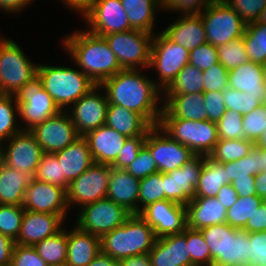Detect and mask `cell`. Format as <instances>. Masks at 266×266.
I'll list each match as a JSON object with an SVG mask.
<instances>
[{"instance_id": "1", "label": "cell", "mask_w": 266, "mask_h": 266, "mask_svg": "<svg viewBox=\"0 0 266 266\" xmlns=\"http://www.w3.org/2000/svg\"><path fill=\"white\" fill-rule=\"evenodd\" d=\"M141 71L143 70L123 69L100 86L105 90L109 104L135 111L152 126H157L163 110V102L160 101L163 99V92L151 77Z\"/></svg>"}, {"instance_id": "2", "label": "cell", "mask_w": 266, "mask_h": 266, "mask_svg": "<svg viewBox=\"0 0 266 266\" xmlns=\"http://www.w3.org/2000/svg\"><path fill=\"white\" fill-rule=\"evenodd\" d=\"M67 35L61 41L62 48L67 51L76 67L78 66L96 85H101L106 79L123 70L103 36L95 35L86 29Z\"/></svg>"}, {"instance_id": "3", "label": "cell", "mask_w": 266, "mask_h": 266, "mask_svg": "<svg viewBox=\"0 0 266 266\" xmlns=\"http://www.w3.org/2000/svg\"><path fill=\"white\" fill-rule=\"evenodd\" d=\"M156 240L153 228L139 214H132L121 226L100 238L101 251L120 261L149 253Z\"/></svg>"}, {"instance_id": "4", "label": "cell", "mask_w": 266, "mask_h": 266, "mask_svg": "<svg viewBox=\"0 0 266 266\" xmlns=\"http://www.w3.org/2000/svg\"><path fill=\"white\" fill-rule=\"evenodd\" d=\"M37 76L42 81V87L51 95L61 111L69 109L96 86L79 68L69 66L38 63Z\"/></svg>"}, {"instance_id": "5", "label": "cell", "mask_w": 266, "mask_h": 266, "mask_svg": "<svg viewBox=\"0 0 266 266\" xmlns=\"http://www.w3.org/2000/svg\"><path fill=\"white\" fill-rule=\"evenodd\" d=\"M37 68L18 43L0 36V94L15 95L37 76Z\"/></svg>"}, {"instance_id": "6", "label": "cell", "mask_w": 266, "mask_h": 266, "mask_svg": "<svg viewBox=\"0 0 266 266\" xmlns=\"http://www.w3.org/2000/svg\"><path fill=\"white\" fill-rule=\"evenodd\" d=\"M158 126L196 155L209 156L219 140L217 123L209 120L159 119Z\"/></svg>"}, {"instance_id": "7", "label": "cell", "mask_w": 266, "mask_h": 266, "mask_svg": "<svg viewBox=\"0 0 266 266\" xmlns=\"http://www.w3.org/2000/svg\"><path fill=\"white\" fill-rule=\"evenodd\" d=\"M188 63L189 51L186 48L171 41L162 31L154 34L148 68H155V72L158 73V79H154V83L162 92Z\"/></svg>"}, {"instance_id": "8", "label": "cell", "mask_w": 266, "mask_h": 266, "mask_svg": "<svg viewBox=\"0 0 266 266\" xmlns=\"http://www.w3.org/2000/svg\"><path fill=\"white\" fill-rule=\"evenodd\" d=\"M207 43L218 47L244 36L246 23L224 0H215L199 14Z\"/></svg>"}, {"instance_id": "9", "label": "cell", "mask_w": 266, "mask_h": 266, "mask_svg": "<svg viewBox=\"0 0 266 266\" xmlns=\"http://www.w3.org/2000/svg\"><path fill=\"white\" fill-rule=\"evenodd\" d=\"M154 34L138 30L103 36L122 69H148Z\"/></svg>"}, {"instance_id": "10", "label": "cell", "mask_w": 266, "mask_h": 266, "mask_svg": "<svg viewBox=\"0 0 266 266\" xmlns=\"http://www.w3.org/2000/svg\"><path fill=\"white\" fill-rule=\"evenodd\" d=\"M14 96L19 108V118L25 123L21 127L22 131H30L61 111L51 95L42 87L38 76L27 82Z\"/></svg>"}, {"instance_id": "11", "label": "cell", "mask_w": 266, "mask_h": 266, "mask_svg": "<svg viewBox=\"0 0 266 266\" xmlns=\"http://www.w3.org/2000/svg\"><path fill=\"white\" fill-rule=\"evenodd\" d=\"M131 215L124 207L106 197L81 207L75 225L101 238L121 226Z\"/></svg>"}, {"instance_id": "12", "label": "cell", "mask_w": 266, "mask_h": 266, "mask_svg": "<svg viewBox=\"0 0 266 266\" xmlns=\"http://www.w3.org/2000/svg\"><path fill=\"white\" fill-rule=\"evenodd\" d=\"M111 166L101 163H93L79 177L69 183L67 203L71 206H79V209L87 204L106 198L108 183L111 174Z\"/></svg>"}, {"instance_id": "13", "label": "cell", "mask_w": 266, "mask_h": 266, "mask_svg": "<svg viewBox=\"0 0 266 266\" xmlns=\"http://www.w3.org/2000/svg\"><path fill=\"white\" fill-rule=\"evenodd\" d=\"M144 145L150 150L160 173L174 171L196 155L190 148L171 139L158 125L147 132Z\"/></svg>"}, {"instance_id": "14", "label": "cell", "mask_w": 266, "mask_h": 266, "mask_svg": "<svg viewBox=\"0 0 266 266\" xmlns=\"http://www.w3.org/2000/svg\"><path fill=\"white\" fill-rule=\"evenodd\" d=\"M43 153L30 131H21L2 143V162L9 168L32 176Z\"/></svg>"}, {"instance_id": "15", "label": "cell", "mask_w": 266, "mask_h": 266, "mask_svg": "<svg viewBox=\"0 0 266 266\" xmlns=\"http://www.w3.org/2000/svg\"><path fill=\"white\" fill-rule=\"evenodd\" d=\"M104 91V93H101ZM109 102L105 90L96 85L66 110L80 136L105 125Z\"/></svg>"}, {"instance_id": "16", "label": "cell", "mask_w": 266, "mask_h": 266, "mask_svg": "<svg viewBox=\"0 0 266 266\" xmlns=\"http://www.w3.org/2000/svg\"><path fill=\"white\" fill-rule=\"evenodd\" d=\"M30 132L42 147L44 153L63 150L80 137L67 111L49 117Z\"/></svg>"}, {"instance_id": "17", "label": "cell", "mask_w": 266, "mask_h": 266, "mask_svg": "<svg viewBox=\"0 0 266 266\" xmlns=\"http://www.w3.org/2000/svg\"><path fill=\"white\" fill-rule=\"evenodd\" d=\"M83 17L88 31L98 36L131 30L121 0H95Z\"/></svg>"}, {"instance_id": "18", "label": "cell", "mask_w": 266, "mask_h": 266, "mask_svg": "<svg viewBox=\"0 0 266 266\" xmlns=\"http://www.w3.org/2000/svg\"><path fill=\"white\" fill-rule=\"evenodd\" d=\"M139 215L153 228L157 238L179 234L187 228L185 205L170 200L151 203Z\"/></svg>"}, {"instance_id": "19", "label": "cell", "mask_w": 266, "mask_h": 266, "mask_svg": "<svg viewBox=\"0 0 266 266\" xmlns=\"http://www.w3.org/2000/svg\"><path fill=\"white\" fill-rule=\"evenodd\" d=\"M22 206L33 212L57 214L64 221L69 211L65 188L35 178L26 189Z\"/></svg>"}, {"instance_id": "20", "label": "cell", "mask_w": 266, "mask_h": 266, "mask_svg": "<svg viewBox=\"0 0 266 266\" xmlns=\"http://www.w3.org/2000/svg\"><path fill=\"white\" fill-rule=\"evenodd\" d=\"M64 223V220L57 214L24 210L21 230L15 243L34 246L59 232Z\"/></svg>"}, {"instance_id": "21", "label": "cell", "mask_w": 266, "mask_h": 266, "mask_svg": "<svg viewBox=\"0 0 266 266\" xmlns=\"http://www.w3.org/2000/svg\"><path fill=\"white\" fill-rule=\"evenodd\" d=\"M228 87L245 92L266 104V66L249 61L229 70Z\"/></svg>"}, {"instance_id": "22", "label": "cell", "mask_w": 266, "mask_h": 266, "mask_svg": "<svg viewBox=\"0 0 266 266\" xmlns=\"http://www.w3.org/2000/svg\"><path fill=\"white\" fill-rule=\"evenodd\" d=\"M87 142L95 163L112 165L127 137L107 125L87 132L83 136Z\"/></svg>"}, {"instance_id": "23", "label": "cell", "mask_w": 266, "mask_h": 266, "mask_svg": "<svg viewBox=\"0 0 266 266\" xmlns=\"http://www.w3.org/2000/svg\"><path fill=\"white\" fill-rule=\"evenodd\" d=\"M163 110L160 119L207 120L203 93L162 95Z\"/></svg>"}, {"instance_id": "24", "label": "cell", "mask_w": 266, "mask_h": 266, "mask_svg": "<svg viewBox=\"0 0 266 266\" xmlns=\"http://www.w3.org/2000/svg\"><path fill=\"white\" fill-rule=\"evenodd\" d=\"M185 208L188 228L201 230L226 223L227 209L216 197H195Z\"/></svg>"}, {"instance_id": "25", "label": "cell", "mask_w": 266, "mask_h": 266, "mask_svg": "<svg viewBox=\"0 0 266 266\" xmlns=\"http://www.w3.org/2000/svg\"><path fill=\"white\" fill-rule=\"evenodd\" d=\"M162 32L173 42L193 50L199 45L207 43L206 30L200 15H181Z\"/></svg>"}, {"instance_id": "26", "label": "cell", "mask_w": 266, "mask_h": 266, "mask_svg": "<svg viewBox=\"0 0 266 266\" xmlns=\"http://www.w3.org/2000/svg\"><path fill=\"white\" fill-rule=\"evenodd\" d=\"M140 180L125 169L111 168L106 197L124 207L131 214H138Z\"/></svg>"}, {"instance_id": "27", "label": "cell", "mask_w": 266, "mask_h": 266, "mask_svg": "<svg viewBox=\"0 0 266 266\" xmlns=\"http://www.w3.org/2000/svg\"><path fill=\"white\" fill-rule=\"evenodd\" d=\"M67 231V255L65 266H87L100 252V237L85 232L74 225Z\"/></svg>"}, {"instance_id": "28", "label": "cell", "mask_w": 266, "mask_h": 266, "mask_svg": "<svg viewBox=\"0 0 266 266\" xmlns=\"http://www.w3.org/2000/svg\"><path fill=\"white\" fill-rule=\"evenodd\" d=\"M55 155L68 183L79 177L94 163L88 142L83 136L63 150L55 152Z\"/></svg>"}, {"instance_id": "29", "label": "cell", "mask_w": 266, "mask_h": 266, "mask_svg": "<svg viewBox=\"0 0 266 266\" xmlns=\"http://www.w3.org/2000/svg\"><path fill=\"white\" fill-rule=\"evenodd\" d=\"M105 125L127 138L147 136L153 127L142 115L117 104H109Z\"/></svg>"}, {"instance_id": "30", "label": "cell", "mask_w": 266, "mask_h": 266, "mask_svg": "<svg viewBox=\"0 0 266 266\" xmlns=\"http://www.w3.org/2000/svg\"><path fill=\"white\" fill-rule=\"evenodd\" d=\"M33 176L0 163V204L22 206Z\"/></svg>"}, {"instance_id": "31", "label": "cell", "mask_w": 266, "mask_h": 266, "mask_svg": "<svg viewBox=\"0 0 266 266\" xmlns=\"http://www.w3.org/2000/svg\"><path fill=\"white\" fill-rule=\"evenodd\" d=\"M132 30L155 34L156 15L161 9V0H121Z\"/></svg>"}, {"instance_id": "32", "label": "cell", "mask_w": 266, "mask_h": 266, "mask_svg": "<svg viewBox=\"0 0 266 266\" xmlns=\"http://www.w3.org/2000/svg\"><path fill=\"white\" fill-rule=\"evenodd\" d=\"M205 158V155H195L182 167L175 170L178 204L186 205L196 197V186Z\"/></svg>"}, {"instance_id": "33", "label": "cell", "mask_w": 266, "mask_h": 266, "mask_svg": "<svg viewBox=\"0 0 266 266\" xmlns=\"http://www.w3.org/2000/svg\"><path fill=\"white\" fill-rule=\"evenodd\" d=\"M227 184L224 163L206 156L196 186V197H216L222 186Z\"/></svg>"}, {"instance_id": "34", "label": "cell", "mask_w": 266, "mask_h": 266, "mask_svg": "<svg viewBox=\"0 0 266 266\" xmlns=\"http://www.w3.org/2000/svg\"><path fill=\"white\" fill-rule=\"evenodd\" d=\"M249 233L234 228L227 234L226 259H216L213 266H247L249 264Z\"/></svg>"}, {"instance_id": "35", "label": "cell", "mask_w": 266, "mask_h": 266, "mask_svg": "<svg viewBox=\"0 0 266 266\" xmlns=\"http://www.w3.org/2000/svg\"><path fill=\"white\" fill-rule=\"evenodd\" d=\"M34 248L49 266H65L67 255V230L65 226L55 235L36 243Z\"/></svg>"}, {"instance_id": "36", "label": "cell", "mask_w": 266, "mask_h": 266, "mask_svg": "<svg viewBox=\"0 0 266 266\" xmlns=\"http://www.w3.org/2000/svg\"><path fill=\"white\" fill-rule=\"evenodd\" d=\"M203 72L188 63L177 74L175 80L163 92V95L203 93Z\"/></svg>"}, {"instance_id": "37", "label": "cell", "mask_w": 266, "mask_h": 266, "mask_svg": "<svg viewBox=\"0 0 266 266\" xmlns=\"http://www.w3.org/2000/svg\"><path fill=\"white\" fill-rule=\"evenodd\" d=\"M18 117V120H17ZM19 121V108L14 95L0 94V143L22 131ZM19 123V124H18Z\"/></svg>"}, {"instance_id": "38", "label": "cell", "mask_w": 266, "mask_h": 266, "mask_svg": "<svg viewBox=\"0 0 266 266\" xmlns=\"http://www.w3.org/2000/svg\"><path fill=\"white\" fill-rule=\"evenodd\" d=\"M243 41L249 61L266 66V24L259 22L247 24Z\"/></svg>"}, {"instance_id": "39", "label": "cell", "mask_w": 266, "mask_h": 266, "mask_svg": "<svg viewBox=\"0 0 266 266\" xmlns=\"http://www.w3.org/2000/svg\"><path fill=\"white\" fill-rule=\"evenodd\" d=\"M263 201L264 199L258 196H239L235 204L227 209L226 223L234 228L243 229Z\"/></svg>"}, {"instance_id": "40", "label": "cell", "mask_w": 266, "mask_h": 266, "mask_svg": "<svg viewBox=\"0 0 266 266\" xmlns=\"http://www.w3.org/2000/svg\"><path fill=\"white\" fill-rule=\"evenodd\" d=\"M253 147L254 143L245 138L218 140L213 152L209 156L217 162H233L248 155Z\"/></svg>"}, {"instance_id": "41", "label": "cell", "mask_w": 266, "mask_h": 266, "mask_svg": "<svg viewBox=\"0 0 266 266\" xmlns=\"http://www.w3.org/2000/svg\"><path fill=\"white\" fill-rule=\"evenodd\" d=\"M233 229L228 223H223L200 230L210 249L211 266L216 259H226L227 234Z\"/></svg>"}, {"instance_id": "42", "label": "cell", "mask_w": 266, "mask_h": 266, "mask_svg": "<svg viewBox=\"0 0 266 266\" xmlns=\"http://www.w3.org/2000/svg\"><path fill=\"white\" fill-rule=\"evenodd\" d=\"M227 184L236 178H254L260 172L259 150L255 147L245 157L224 163Z\"/></svg>"}, {"instance_id": "43", "label": "cell", "mask_w": 266, "mask_h": 266, "mask_svg": "<svg viewBox=\"0 0 266 266\" xmlns=\"http://www.w3.org/2000/svg\"><path fill=\"white\" fill-rule=\"evenodd\" d=\"M33 178L68 189L69 183L62 174L61 165L55 153H43Z\"/></svg>"}, {"instance_id": "44", "label": "cell", "mask_w": 266, "mask_h": 266, "mask_svg": "<svg viewBox=\"0 0 266 266\" xmlns=\"http://www.w3.org/2000/svg\"><path fill=\"white\" fill-rule=\"evenodd\" d=\"M164 200V182L162 173L156 172L140 180L138 214L147 205Z\"/></svg>"}, {"instance_id": "45", "label": "cell", "mask_w": 266, "mask_h": 266, "mask_svg": "<svg viewBox=\"0 0 266 266\" xmlns=\"http://www.w3.org/2000/svg\"><path fill=\"white\" fill-rule=\"evenodd\" d=\"M219 63L228 71L237 68L241 64L249 62L243 37L232 40L217 47Z\"/></svg>"}, {"instance_id": "46", "label": "cell", "mask_w": 266, "mask_h": 266, "mask_svg": "<svg viewBox=\"0 0 266 266\" xmlns=\"http://www.w3.org/2000/svg\"><path fill=\"white\" fill-rule=\"evenodd\" d=\"M186 243L188 245L192 266H211L210 249L200 230L187 227Z\"/></svg>"}, {"instance_id": "47", "label": "cell", "mask_w": 266, "mask_h": 266, "mask_svg": "<svg viewBox=\"0 0 266 266\" xmlns=\"http://www.w3.org/2000/svg\"><path fill=\"white\" fill-rule=\"evenodd\" d=\"M23 206L0 204V233L17 240L24 214Z\"/></svg>"}, {"instance_id": "48", "label": "cell", "mask_w": 266, "mask_h": 266, "mask_svg": "<svg viewBox=\"0 0 266 266\" xmlns=\"http://www.w3.org/2000/svg\"><path fill=\"white\" fill-rule=\"evenodd\" d=\"M222 96L225 102L226 109L234 110L242 115L249 114L255 108L262 105L258 98L247 95L245 92L227 87L223 92Z\"/></svg>"}, {"instance_id": "49", "label": "cell", "mask_w": 266, "mask_h": 266, "mask_svg": "<svg viewBox=\"0 0 266 266\" xmlns=\"http://www.w3.org/2000/svg\"><path fill=\"white\" fill-rule=\"evenodd\" d=\"M242 117V114L226 109L224 115L217 123L218 139L235 140L244 138Z\"/></svg>"}, {"instance_id": "50", "label": "cell", "mask_w": 266, "mask_h": 266, "mask_svg": "<svg viewBox=\"0 0 266 266\" xmlns=\"http://www.w3.org/2000/svg\"><path fill=\"white\" fill-rule=\"evenodd\" d=\"M244 138L255 143L266 130V104L255 108L242 117Z\"/></svg>"}, {"instance_id": "51", "label": "cell", "mask_w": 266, "mask_h": 266, "mask_svg": "<svg viewBox=\"0 0 266 266\" xmlns=\"http://www.w3.org/2000/svg\"><path fill=\"white\" fill-rule=\"evenodd\" d=\"M125 170L139 180L158 172L155 160L150 150L145 145L140 149L137 157Z\"/></svg>"}, {"instance_id": "52", "label": "cell", "mask_w": 266, "mask_h": 266, "mask_svg": "<svg viewBox=\"0 0 266 266\" xmlns=\"http://www.w3.org/2000/svg\"><path fill=\"white\" fill-rule=\"evenodd\" d=\"M189 63L201 71L209 69L219 63L217 47L210 43L197 46L189 51Z\"/></svg>"}, {"instance_id": "53", "label": "cell", "mask_w": 266, "mask_h": 266, "mask_svg": "<svg viewBox=\"0 0 266 266\" xmlns=\"http://www.w3.org/2000/svg\"><path fill=\"white\" fill-rule=\"evenodd\" d=\"M203 72V93L211 91L223 92L228 87L229 71L217 63Z\"/></svg>"}, {"instance_id": "54", "label": "cell", "mask_w": 266, "mask_h": 266, "mask_svg": "<svg viewBox=\"0 0 266 266\" xmlns=\"http://www.w3.org/2000/svg\"><path fill=\"white\" fill-rule=\"evenodd\" d=\"M215 0H161V10L181 15H199Z\"/></svg>"}, {"instance_id": "55", "label": "cell", "mask_w": 266, "mask_h": 266, "mask_svg": "<svg viewBox=\"0 0 266 266\" xmlns=\"http://www.w3.org/2000/svg\"><path fill=\"white\" fill-rule=\"evenodd\" d=\"M247 24L256 22L261 11L266 7V0H224Z\"/></svg>"}, {"instance_id": "56", "label": "cell", "mask_w": 266, "mask_h": 266, "mask_svg": "<svg viewBox=\"0 0 266 266\" xmlns=\"http://www.w3.org/2000/svg\"><path fill=\"white\" fill-rule=\"evenodd\" d=\"M146 136L127 138L124 146L116 157L112 168L125 169L137 157L140 149L144 146Z\"/></svg>"}, {"instance_id": "57", "label": "cell", "mask_w": 266, "mask_h": 266, "mask_svg": "<svg viewBox=\"0 0 266 266\" xmlns=\"http://www.w3.org/2000/svg\"><path fill=\"white\" fill-rule=\"evenodd\" d=\"M149 256L152 266H173L172 234L157 238Z\"/></svg>"}, {"instance_id": "58", "label": "cell", "mask_w": 266, "mask_h": 266, "mask_svg": "<svg viewBox=\"0 0 266 266\" xmlns=\"http://www.w3.org/2000/svg\"><path fill=\"white\" fill-rule=\"evenodd\" d=\"M249 264L266 266V231L249 233Z\"/></svg>"}, {"instance_id": "59", "label": "cell", "mask_w": 266, "mask_h": 266, "mask_svg": "<svg viewBox=\"0 0 266 266\" xmlns=\"http://www.w3.org/2000/svg\"><path fill=\"white\" fill-rule=\"evenodd\" d=\"M10 266H49L34 246L15 244Z\"/></svg>"}, {"instance_id": "60", "label": "cell", "mask_w": 266, "mask_h": 266, "mask_svg": "<svg viewBox=\"0 0 266 266\" xmlns=\"http://www.w3.org/2000/svg\"><path fill=\"white\" fill-rule=\"evenodd\" d=\"M204 108L207 111V120L218 123L226 111L222 92L211 91L203 93Z\"/></svg>"}, {"instance_id": "61", "label": "cell", "mask_w": 266, "mask_h": 266, "mask_svg": "<svg viewBox=\"0 0 266 266\" xmlns=\"http://www.w3.org/2000/svg\"><path fill=\"white\" fill-rule=\"evenodd\" d=\"M173 266H192L191 257L186 243V229L179 234H172Z\"/></svg>"}, {"instance_id": "62", "label": "cell", "mask_w": 266, "mask_h": 266, "mask_svg": "<svg viewBox=\"0 0 266 266\" xmlns=\"http://www.w3.org/2000/svg\"><path fill=\"white\" fill-rule=\"evenodd\" d=\"M243 230L250 232L266 231V202L263 201L259 208L254 212L251 220H248Z\"/></svg>"}, {"instance_id": "63", "label": "cell", "mask_w": 266, "mask_h": 266, "mask_svg": "<svg viewBox=\"0 0 266 266\" xmlns=\"http://www.w3.org/2000/svg\"><path fill=\"white\" fill-rule=\"evenodd\" d=\"M238 196H257L254 178H236L230 183Z\"/></svg>"}, {"instance_id": "64", "label": "cell", "mask_w": 266, "mask_h": 266, "mask_svg": "<svg viewBox=\"0 0 266 266\" xmlns=\"http://www.w3.org/2000/svg\"><path fill=\"white\" fill-rule=\"evenodd\" d=\"M15 241L0 233V266H10Z\"/></svg>"}, {"instance_id": "65", "label": "cell", "mask_w": 266, "mask_h": 266, "mask_svg": "<svg viewBox=\"0 0 266 266\" xmlns=\"http://www.w3.org/2000/svg\"><path fill=\"white\" fill-rule=\"evenodd\" d=\"M164 182V199L177 203V183L175 170L168 173H162Z\"/></svg>"}, {"instance_id": "66", "label": "cell", "mask_w": 266, "mask_h": 266, "mask_svg": "<svg viewBox=\"0 0 266 266\" xmlns=\"http://www.w3.org/2000/svg\"><path fill=\"white\" fill-rule=\"evenodd\" d=\"M238 194L231 184H226L221 187L216 195V199L224 205L226 209L230 208L238 200Z\"/></svg>"}, {"instance_id": "67", "label": "cell", "mask_w": 266, "mask_h": 266, "mask_svg": "<svg viewBox=\"0 0 266 266\" xmlns=\"http://www.w3.org/2000/svg\"><path fill=\"white\" fill-rule=\"evenodd\" d=\"M35 0H0V10L6 13H19Z\"/></svg>"}, {"instance_id": "68", "label": "cell", "mask_w": 266, "mask_h": 266, "mask_svg": "<svg viewBox=\"0 0 266 266\" xmlns=\"http://www.w3.org/2000/svg\"><path fill=\"white\" fill-rule=\"evenodd\" d=\"M69 9L84 16L92 7L95 0H61Z\"/></svg>"}, {"instance_id": "69", "label": "cell", "mask_w": 266, "mask_h": 266, "mask_svg": "<svg viewBox=\"0 0 266 266\" xmlns=\"http://www.w3.org/2000/svg\"><path fill=\"white\" fill-rule=\"evenodd\" d=\"M120 263L121 266H152L149 253L121 259Z\"/></svg>"}, {"instance_id": "70", "label": "cell", "mask_w": 266, "mask_h": 266, "mask_svg": "<svg viewBox=\"0 0 266 266\" xmlns=\"http://www.w3.org/2000/svg\"><path fill=\"white\" fill-rule=\"evenodd\" d=\"M87 266H121V263L101 251Z\"/></svg>"}, {"instance_id": "71", "label": "cell", "mask_w": 266, "mask_h": 266, "mask_svg": "<svg viewBox=\"0 0 266 266\" xmlns=\"http://www.w3.org/2000/svg\"><path fill=\"white\" fill-rule=\"evenodd\" d=\"M256 193L258 197L266 199V171H261L254 176Z\"/></svg>"}, {"instance_id": "72", "label": "cell", "mask_w": 266, "mask_h": 266, "mask_svg": "<svg viewBox=\"0 0 266 266\" xmlns=\"http://www.w3.org/2000/svg\"><path fill=\"white\" fill-rule=\"evenodd\" d=\"M254 147L257 149H266V130L256 140Z\"/></svg>"}, {"instance_id": "73", "label": "cell", "mask_w": 266, "mask_h": 266, "mask_svg": "<svg viewBox=\"0 0 266 266\" xmlns=\"http://www.w3.org/2000/svg\"><path fill=\"white\" fill-rule=\"evenodd\" d=\"M259 150L260 172L266 171V149Z\"/></svg>"}, {"instance_id": "74", "label": "cell", "mask_w": 266, "mask_h": 266, "mask_svg": "<svg viewBox=\"0 0 266 266\" xmlns=\"http://www.w3.org/2000/svg\"><path fill=\"white\" fill-rule=\"evenodd\" d=\"M256 22L266 24V7L261 11Z\"/></svg>"}, {"instance_id": "75", "label": "cell", "mask_w": 266, "mask_h": 266, "mask_svg": "<svg viewBox=\"0 0 266 266\" xmlns=\"http://www.w3.org/2000/svg\"><path fill=\"white\" fill-rule=\"evenodd\" d=\"M2 162V144L0 143V163Z\"/></svg>"}]
</instances>
